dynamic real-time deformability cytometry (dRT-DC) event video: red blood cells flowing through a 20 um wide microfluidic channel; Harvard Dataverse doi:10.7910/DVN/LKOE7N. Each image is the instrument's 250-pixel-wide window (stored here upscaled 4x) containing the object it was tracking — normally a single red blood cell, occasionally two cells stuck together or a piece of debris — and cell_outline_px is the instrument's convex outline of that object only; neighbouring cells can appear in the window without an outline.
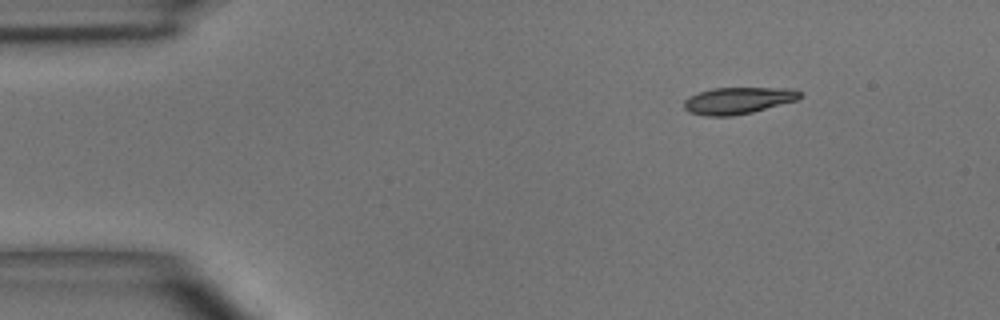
{"species": "common noctule bat (a hibernating species)", "species_latin": "Nyctalus noctula", "temperature_condition": "room temperature", "stored_images_in_passage": 2, "camera_frame_rate_fps": 3000, "um_per_image_px": 0.085, "animal": {"sex": "male", "body_mass_g": 15.6}, "frame": {"image": 1, "passage_image": 2, "time_ms": 2.333, "image_size_px": [1000, 320], "cell_outline_px": [[804, 96], [796, 100], [752, 112], [732, 116], [704, 116], [688, 112], [684, 108], [684, 100], [688, 96], [712, 88], [796, 88], [804, 92]], "centroid_in_image_um": [62.76, 8.54], "position_along_channel_um": 22.2, "area_um2": 18.26}}